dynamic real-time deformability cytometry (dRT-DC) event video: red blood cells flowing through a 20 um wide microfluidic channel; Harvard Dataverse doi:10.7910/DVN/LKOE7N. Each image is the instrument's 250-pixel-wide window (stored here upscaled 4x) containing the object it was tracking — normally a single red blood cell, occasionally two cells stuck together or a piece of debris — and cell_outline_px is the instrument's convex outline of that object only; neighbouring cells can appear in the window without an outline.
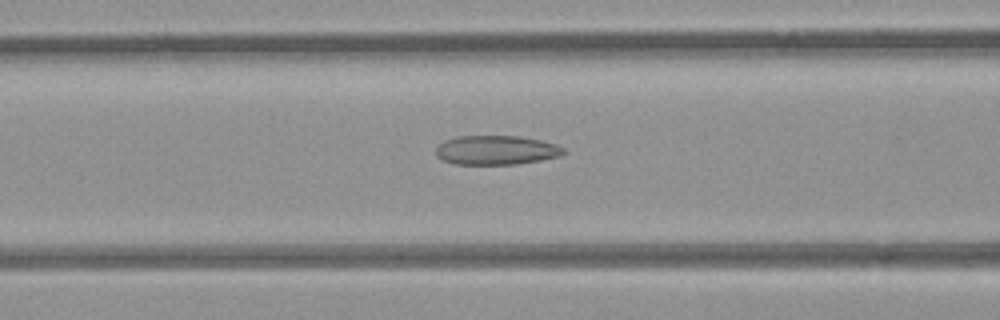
{"species": "common noctule bat (a hibernating species)", "species_latin": "Nyctalus noctula", "temperature_condition": "room temperature", "stored_images_in_passage": 44, "camera_frame_rate_fps": 3000, "um_per_image_px": 0.085, "animal": {"sex": "female", "body_mass_g": 21.9}, "frame": {"image": 1, "passage_image": 12, "time_ms": 3.667, "image_size_px": [1000, 320], "cell_outline_px": [[564, 152], [560, 156], [540, 160], [516, 164], [452, 164], [436, 156], [436, 148], [444, 140], [456, 136], [516, 136], [540, 140], [556, 144], [564, 148]], "centroid_in_image_um": [42.15, 12.76], "position_along_channel_um": 124.4, "area_um2": 21.68}}
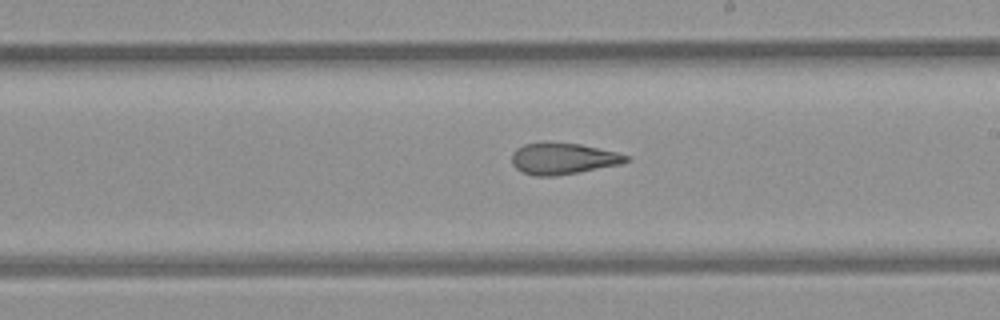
{"frame": {"image": 2, "passage_image": 21, "time_ms": 6.667, "image_size_px": [1000, 320], "cell_outline_px": [[632, 160], [620, 164], [580, 172], [556, 176], [536, 176], [520, 172], [512, 164], [512, 152], [516, 148], [524, 144], [580, 144], [616, 152], [628, 156]], "centroid_in_image_um": [47.85, 13.51], "position_along_channel_um": 241.1, "area_um2": 20.58}}
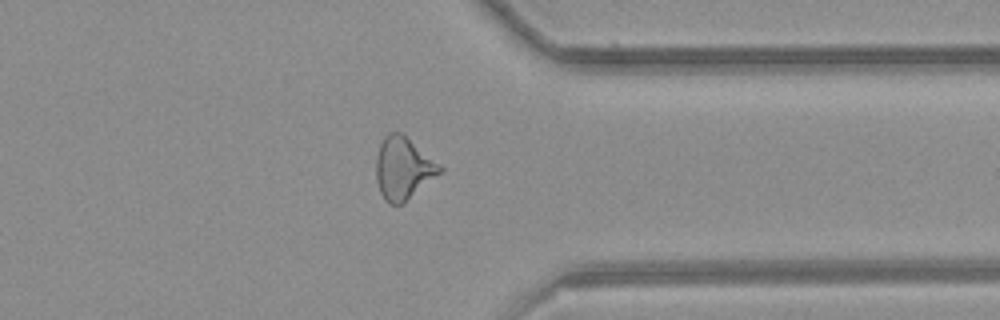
{"frame": {"image": 3, "passage_image": 32, "time_ms": 10.333, "image_size_px": [1000, 320], "cell_outline_px": [[444, 168], [440, 172], [404, 204], [388, 204], [384, 200], [380, 192], [376, 180], [376, 156], [380, 144], [384, 136], [388, 132], [400, 132]], "centroid_in_image_um": [34.23, 14.33], "position_along_channel_um": 377.2, "area_um2": 22.89}, "authors_computed_cell_mechanics": {"area_um2": 22.1374, "velocity_mm_per_s": 3.8828, "shape_relaxation_time_tau1_ms": null, "shape_relaxation_time_tau2_ms": 2.5556, "deformation_change_tau1": null, "deformation_change_tau2": 0.1205}}